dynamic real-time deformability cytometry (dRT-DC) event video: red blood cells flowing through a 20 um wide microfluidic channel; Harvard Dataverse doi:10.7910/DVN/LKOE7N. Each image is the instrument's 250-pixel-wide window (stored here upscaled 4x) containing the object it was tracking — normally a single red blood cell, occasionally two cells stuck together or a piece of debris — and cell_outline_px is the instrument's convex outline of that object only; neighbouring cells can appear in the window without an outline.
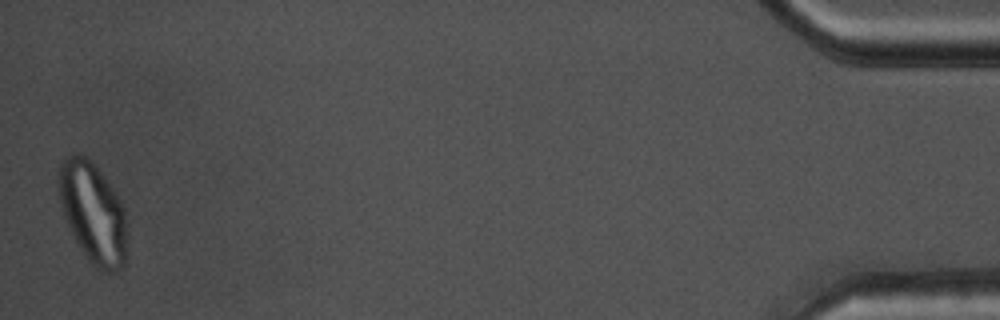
{"species": "common noctule bat (a hibernating species)", "species_latin": "Nyctalus noctula", "temperature_condition": "warm", "stored_images_in_passage": 54, "camera_frame_rate_fps": 3000, "um_per_image_px": 0.085, "animal": {"sex": "male", "body_mass_g": 17.5, "forearm_length_mm": 52.3}, "frame": {"image": 1, "passage_image": 54, "time_ms": 17.667, "image_size_px": [1000, 320], "cell_outline_px": [[128, 236], [124, 264], [120, 272], [100, 272], [88, 260], [80, 248], [64, 216], [60, 200], [60, 164], [64, 156], [72, 152], [80, 152], [104, 176], [116, 192], [124, 208], [128, 224]], "centroid_in_image_um": [7.95, 18.12], "position_along_channel_um": 427.2, "area_um2": 40.34}}